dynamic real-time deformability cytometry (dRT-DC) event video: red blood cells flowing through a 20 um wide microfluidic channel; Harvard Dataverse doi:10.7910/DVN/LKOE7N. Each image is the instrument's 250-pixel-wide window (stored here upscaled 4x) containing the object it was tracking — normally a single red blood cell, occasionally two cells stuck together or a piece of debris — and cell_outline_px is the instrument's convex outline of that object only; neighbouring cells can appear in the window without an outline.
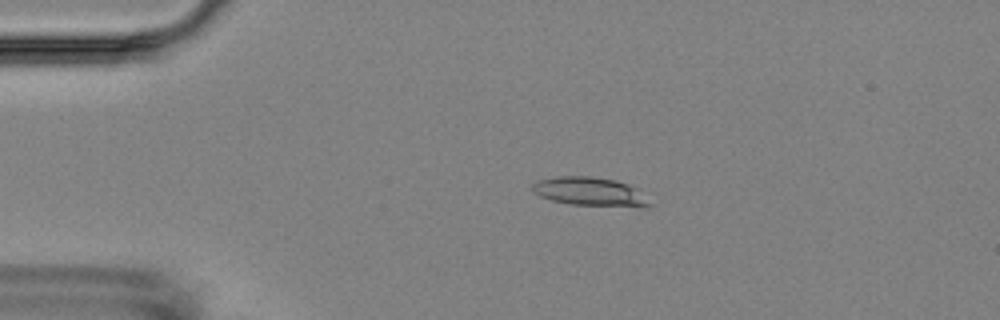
{"species": "Egyptian fruit bat (a non-hibernating species)", "species_latin": "Rousettus aegyptiacus", "temperature_condition": "room temperature", "stored_images_in_passage": 6, "camera_frame_rate_fps": 3000, "um_per_image_px": 0.085, "animal": {"sex": "female"}, "frame": {"image": 1, "passage_image": 4, "time_ms": 3.667, "image_size_px": [1000, 320], "cell_outline_px": [[652, 204], [648, 208], [640, 208], [568, 204], [552, 200], [540, 196], [532, 188], [532, 184], [536, 180], [560, 176], [592, 176], [616, 180], [628, 184], [636, 188]], "centroid_in_image_um": [50.2, 16.3], "position_along_channel_um": 34.8, "area_um2": 19.88}}